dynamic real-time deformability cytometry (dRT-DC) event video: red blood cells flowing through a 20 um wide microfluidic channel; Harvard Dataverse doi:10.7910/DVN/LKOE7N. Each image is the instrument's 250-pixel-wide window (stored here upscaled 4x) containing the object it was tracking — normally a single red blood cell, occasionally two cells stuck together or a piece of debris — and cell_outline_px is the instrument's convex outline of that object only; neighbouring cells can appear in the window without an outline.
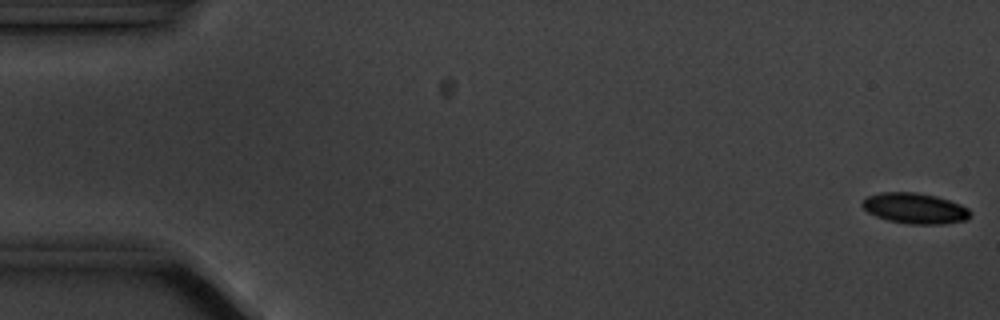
{"species": "common noctule bat (a hibernating species)", "species_latin": "Nyctalus noctula", "temperature_condition": "cold", "stored_images_in_passage": 5, "camera_frame_rate_fps": 3000, "um_per_image_px": 0.085, "animal": {"sex": "male", "body_mass_g": 20.1, "forearm_length_mm": 53.5}, "frame": {"image": 1, "passage_image": 1, "time_ms": 0.0, "image_size_px": [1000, 320], "cell_outline_px": [[968, 220], [944, 224], [908, 224], [888, 220], [876, 216], [868, 212], [860, 204], [868, 196], [880, 192], [916, 192], [936, 196], [960, 204], [968, 208]], "centroid_in_image_um": [77.75, 17.71], "position_along_channel_um": 7.3, "area_um2": 19.19}}